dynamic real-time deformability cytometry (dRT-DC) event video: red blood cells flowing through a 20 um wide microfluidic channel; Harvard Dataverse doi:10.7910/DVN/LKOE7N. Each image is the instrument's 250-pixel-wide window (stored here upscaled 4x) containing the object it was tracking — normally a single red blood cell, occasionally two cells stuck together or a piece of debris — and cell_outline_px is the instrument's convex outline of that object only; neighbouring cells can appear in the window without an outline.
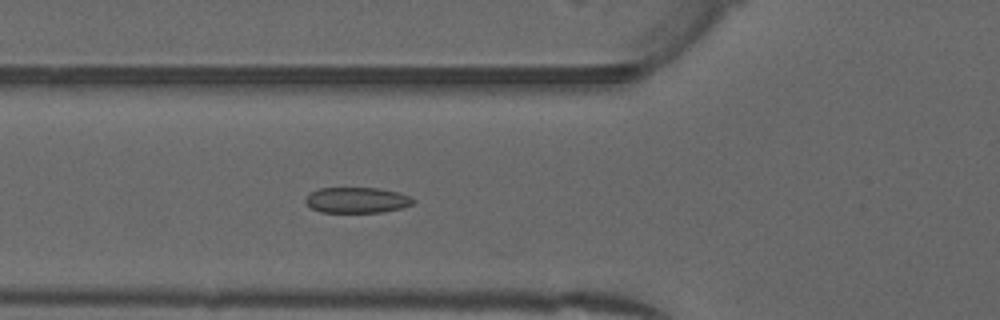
{"species": "common noctule bat (a hibernating species)", "species_latin": "Nyctalus noctula", "temperature_condition": "warm", "stored_images_in_passage": 51, "camera_frame_rate_fps": 3000, "um_per_image_px": 0.085, "animal": {"sex": "male", "forearm_length_mm": 52.5}, "frame": {"image": 1, "passage_image": 18, "time_ms": 5.667, "image_size_px": [1000, 320], "cell_outline_px": [[416, 200], [412, 204], [400, 208], [380, 212], [320, 212], [312, 208], [304, 200], [312, 192], [320, 188], [380, 188], [400, 192]], "centroid_in_image_um": [30.36, 17.0], "position_along_channel_um": 95.4, "area_um2": 15.95}}
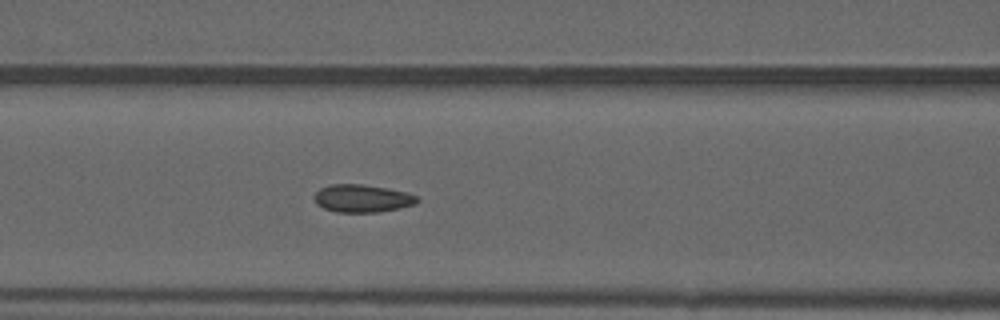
{"frame": {"image": 2, "passage_image": 21, "time_ms": 6.667, "image_size_px": [1000, 320], "cell_outline_px": [[420, 200], [416, 204], [400, 208], [376, 212], [336, 212], [324, 208], [316, 204], [312, 196], [320, 188], [332, 184], [360, 184], [388, 188], [404, 192], [416, 196]], "centroid_in_image_um": [30.76, 16.86], "position_along_channel_um": 135.8, "area_um2": 16.65}}
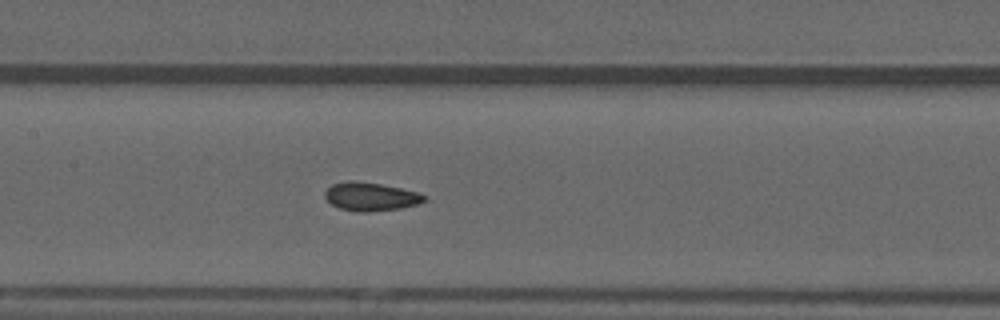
{"frame": {"image": 3, "passage_image": 24, "time_ms": 7.667, "image_size_px": [1000, 320], "cell_outline_px": [[428, 196], [424, 200], [416, 204], [400, 208], [368, 212], [360, 212], [340, 208], [332, 204], [324, 196], [324, 192], [332, 184], [348, 180], [356, 180], [380, 184], [420, 192]], "centroid_in_image_um": [31.5, 16.7], "position_along_channel_um": 175.9, "area_um2": 16.42}, "authors_computed_cell_mechanics": {"area_um2": 16.2418, "velocity_mm_per_s": 4.0026, "shape_relaxation_time_tau1_ms": null, "shape_relaxation_time_tau2_ms": 1.0353, "deformation_change_tau1": null, "deformation_change_tau2": 0.0572}}